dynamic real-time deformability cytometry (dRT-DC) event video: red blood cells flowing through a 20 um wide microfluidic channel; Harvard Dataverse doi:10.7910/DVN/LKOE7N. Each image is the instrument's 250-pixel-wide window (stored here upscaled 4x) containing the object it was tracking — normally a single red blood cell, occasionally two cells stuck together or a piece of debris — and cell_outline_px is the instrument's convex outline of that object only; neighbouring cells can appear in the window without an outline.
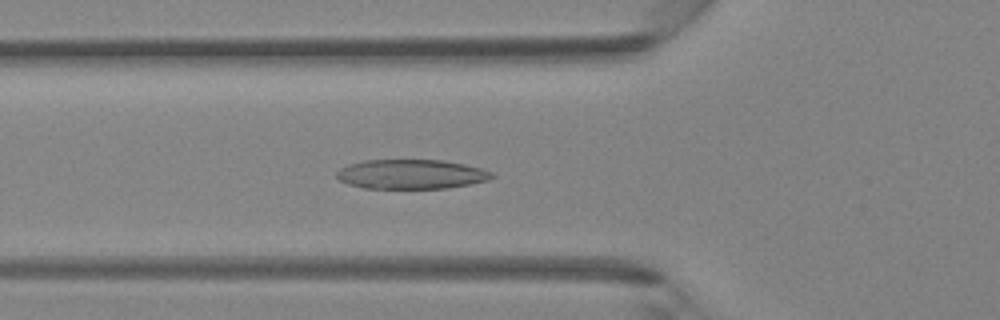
{"species": "Egyptian fruit bat (a non-hibernating species)", "species_latin": "Rousettus aegyptiacus", "temperature_condition": "room temperature", "stored_images_in_passage": 39, "camera_frame_rate_fps": 3000, "um_per_image_px": 0.085, "animal": {"sex": "female"}, "frame": {"image": 1, "passage_image": 15, "time_ms": 4.667, "image_size_px": [1000, 320], "cell_outline_px": [[496, 176], [488, 180], [448, 188], [364, 188], [348, 184], [340, 180], [336, 176], [336, 172], [340, 168], [348, 164], [364, 160], [444, 160], [464, 164], [480, 168], [492, 172]], "centroid_in_image_um": [34.94, 14.8], "position_along_channel_um": 90.9, "area_um2": 26.65}}
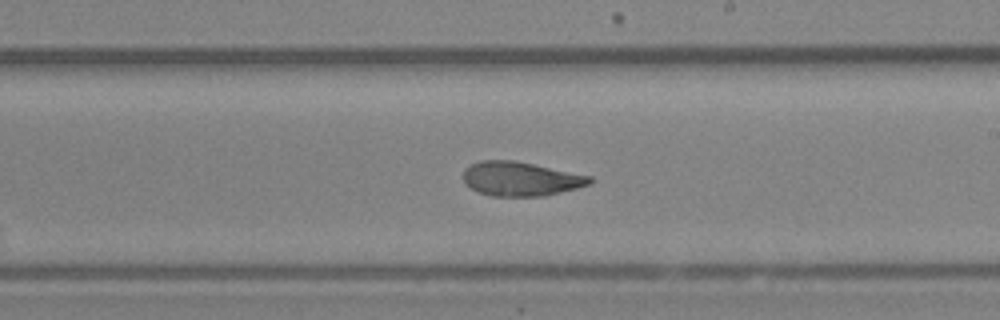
{"frame": {"image": 2, "passage_image": 25, "time_ms": 8.0, "image_size_px": [1000, 320], "cell_outline_px": [[592, 184], [544, 196], [492, 196], [480, 192], [464, 184], [464, 168], [480, 160], [516, 160], [592, 176]], "centroid_in_image_um": [44.27, 15.19], "position_along_channel_um": 244.7, "area_um2": 25.26}}
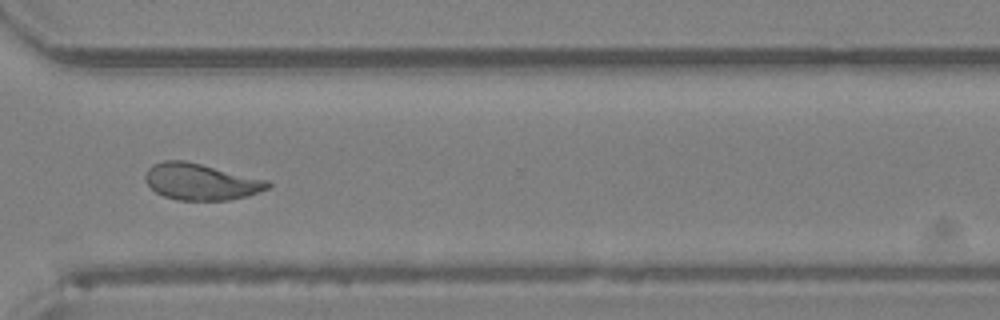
{"frame": {"image": 3, "passage_image": 32, "time_ms": 10.333, "image_size_px": [1000, 320], "cell_outline_px": [[272, 184], [268, 188], [248, 196], [228, 200], [176, 200], [164, 196], [156, 192], [144, 180], [144, 176], [148, 168], [152, 164], [164, 160], [184, 160], [268, 180]], "centroid_in_image_um": [17.05, 15.45], "position_along_channel_um": 353.5, "area_um2": 26.01}}